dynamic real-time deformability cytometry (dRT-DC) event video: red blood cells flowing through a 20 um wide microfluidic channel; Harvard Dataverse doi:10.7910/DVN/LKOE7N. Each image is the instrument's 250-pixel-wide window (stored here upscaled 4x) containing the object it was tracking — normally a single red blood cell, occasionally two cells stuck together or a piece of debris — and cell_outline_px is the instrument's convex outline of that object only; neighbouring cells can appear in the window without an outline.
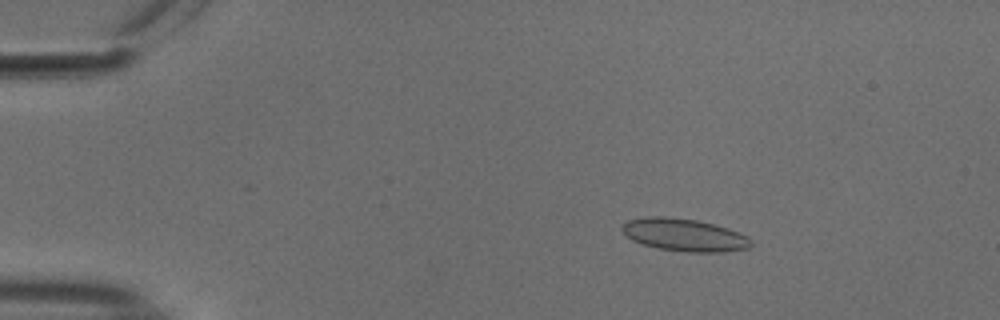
{"species": "common noctule bat (a hibernating species)", "species_latin": "Nyctalus noctula", "temperature_condition": "cold", "stored_images_in_passage": 54, "camera_frame_rate_fps": 3000, "um_per_image_px": 0.085, "animal": {"sex": "male", "body_mass_g": 18.8}, "frame": {"image": 1, "passage_image": 9, "time_ms": 2.667, "image_size_px": [1000, 320], "cell_outline_px": [[752, 244], [748, 248], [724, 252], [684, 252], [660, 248], [644, 244], [632, 240], [620, 228], [620, 224], [628, 220], [644, 216], [664, 216], [696, 220], [728, 228], [748, 236], [752, 240]], "centroid_in_image_um": [58.16, 19.96], "position_along_channel_um": 26.8, "area_um2": 24.51}}
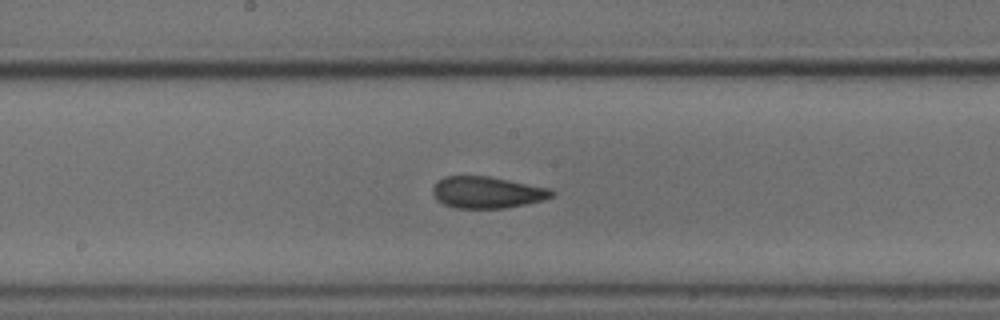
{"frame": {"image": 2, "passage_image": 29, "time_ms": 9.333, "image_size_px": [1000, 320], "cell_outline_px": [[556, 192], [552, 196], [544, 200], [504, 208], [456, 208], [444, 204], [436, 200], [432, 196], [432, 188], [444, 176], [488, 176], [552, 188]], "centroid_in_image_um": [41.41, 16.35], "position_along_channel_um": 206.8, "area_um2": 22.02}}
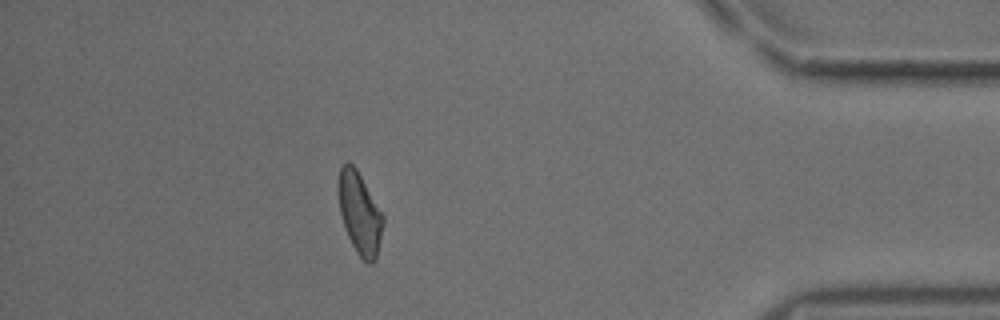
{"frame": {"image": 3, "passage_image": 48, "time_ms": 15.667, "image_size_px": [1000, 320], "cell_outline_px": [[384, 224], [376, 260], [372, 264], [368, 264], [356, 252], [344, 228], [340, 212], [336, 192], [336, 184], [340, 164], [348, 160], [356, 168], [384, 216]], "centroid_in_image_um": [30.53, 18.08], "position_along_channel_um": 404.7, "area_um2": 21.85}, "authors_computed_cell_mechanics": {"area_um2": 22.2241, "velocity_mm_per_s": 3.7503, "shape_relaxation_time_tau1_ms": 6.9334, "shape_relaxation_time_tau2_ms": 1.8269, "deformation_change_tau1": 0.1256, "deformation_change_tau2": 0.077}}